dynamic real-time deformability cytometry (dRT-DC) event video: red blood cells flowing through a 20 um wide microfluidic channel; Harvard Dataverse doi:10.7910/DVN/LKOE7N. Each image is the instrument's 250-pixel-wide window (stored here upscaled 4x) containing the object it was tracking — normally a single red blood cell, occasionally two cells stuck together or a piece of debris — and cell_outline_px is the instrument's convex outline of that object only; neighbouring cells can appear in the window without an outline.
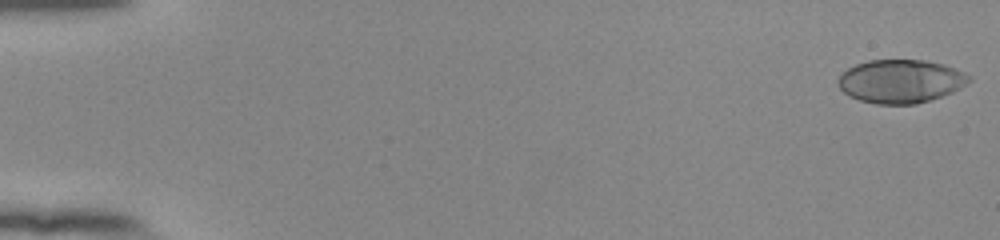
{"species": "human", "species_latin": "Homo sapiens", "temperature_condition": "room temperature", "stored_images_in_passage": 54, "camera_frame_rate_fps": 3000, "um_per_image_px": 0.085, "donor": {"sex": "female"}, "frame": {"image": 1, "passage_image": 1, "time_ms": 0.0, "image_size_px": [1000, 240], "cell_outline_px": [[972, 80], [960, 88], [952, 92], [916, 104], [876, 104], [860, 100], [848, 96], [840, 88], [836, 80], [848, 68], [856, 64], [868, 60], [924, 60], [944, 64], [956, 68], [972, 76]], "centroid_in_image_um": [76.56, 6.9], "position_along_channel_um": 8.4, "area_um2": 33.18}}
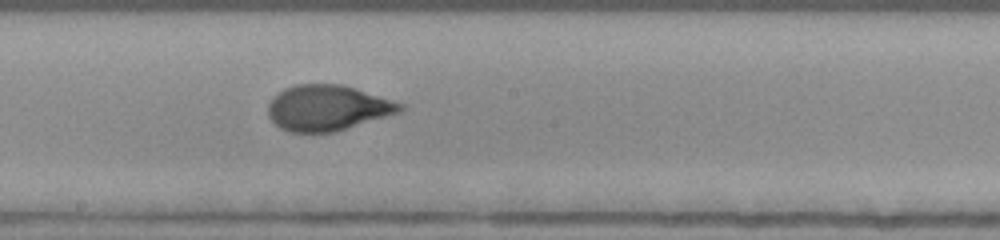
{"frame": {"image": 2, "passage_image": 31, "time_ms": 10.0, "image_size_px": [1000, 240], "cell_outline_px": [[404, 108], [400, 112], [336, 132], [288, 132], [280, 128], [268, 116], [268, 104], [272, 96], [284, 88], [296, 84], [340, 84], [356, 88], [404, 104]], "centroid_in_image_um": [27.82, 9.17], "position_along_channel_um": 220.4, "area_um2": 35.2}}
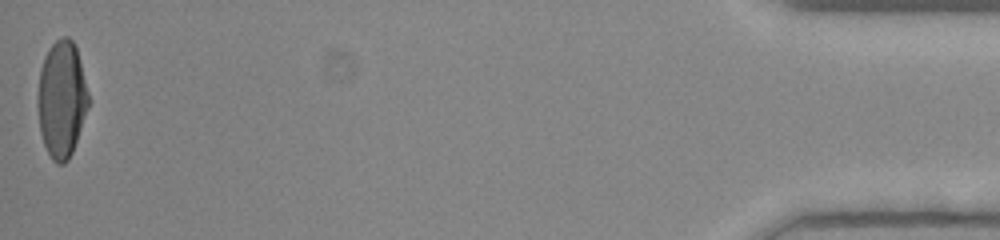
{"frame": {"image": 3, "passage_image": 54, "time_ms": 17.667, "image_size_px": [1000, 240], "cell_outline_px": [[88, 108], [72, 152], [68, 160], [64, 164], [56, 164], [52, 160], [44, 144], [40, 132], [36, 100], [36, 96], [40, 68], [44, 56], [48, 48], [56, 40], [64, 36], [68, 36], [72, 40], [76, 48], [80, 60], [88, 92]], "centroid_in_image_um": [5.21, 8.42], "position_along_channel_um": 430.0, "area_um2": 34.74}, "authors_computed_cell_mechanics": {"area_um2": 34.5933, "velocity_mm_per_s": 3.881, "shape_relaxation_time_tau1_ms": 5.3211, "shape_relaxation_time_tau2_ms": null, "deformation_change_tau1": 0.2413, "deformation_change_tau2": null}}